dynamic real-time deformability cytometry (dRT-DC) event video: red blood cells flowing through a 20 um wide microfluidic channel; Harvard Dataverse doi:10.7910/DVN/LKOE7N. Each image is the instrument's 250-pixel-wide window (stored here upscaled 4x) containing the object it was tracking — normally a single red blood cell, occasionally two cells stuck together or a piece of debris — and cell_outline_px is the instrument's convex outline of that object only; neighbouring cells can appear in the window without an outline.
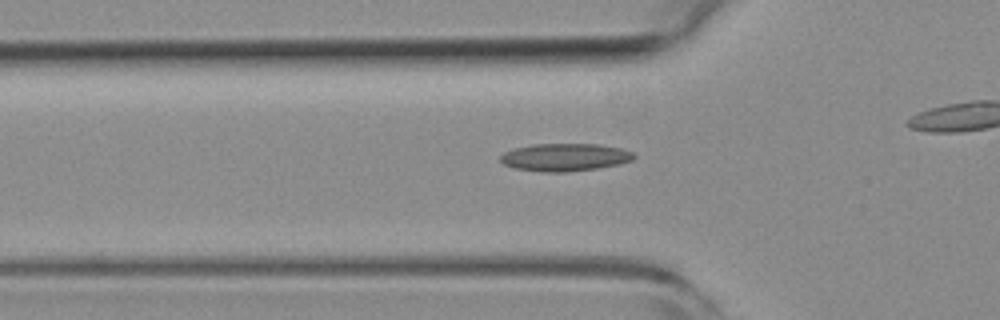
{"species": "common noctule bat (a hibernating species)", "species_latin": "Nyctalus noctula", "temperature_condition": "room temperature", "stored_images_in_passage": 42, "camera_frame_rate_fps": 3000, "um_per_image_px": 0.085, "animal": {"sex": "female", "body_mass_g": 19.3, "forearm_length_mm": 54.1}, "frame": {"image": 1, "passage_image": 17, "time_ms": 5.333, "image_size_px": [1000, 320], "cell_outline_px": [[636, 156], [632, 160], [620, 164], [596, 168], [564, 172], [540, 172], [512, 168], [504, 164], [500, 160], [500, 156], [504, 152], [516, 148], [532, 144], [596, 144], [620, 148], [632, 152]], "centroid_in_image_um": [47.99, 13.37], "position_along_channel_um": 77.8, "area_um2": 21.5}}
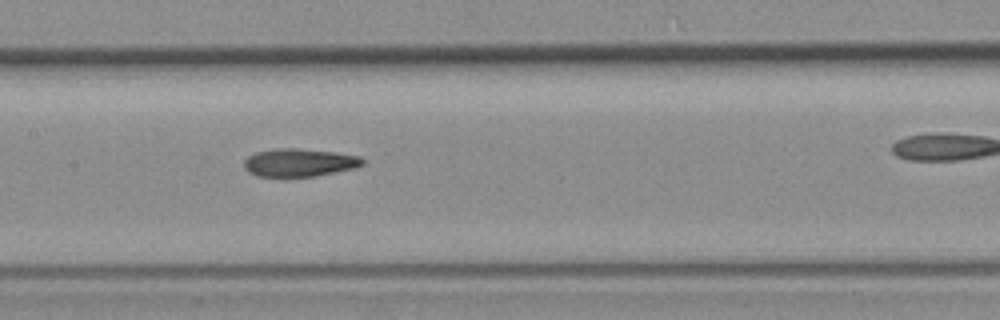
{"frame": {"image": 2, "passage_image": 25, "time_ms": 8.0, "image_size_px": [1000, 320], "cell_outline_px": [[364, 164], [356, 168], [316, 176], [256, 176], [248, 172], [244, 168], [244, 160], [248, 156], [256, 152], [276, 148], [296, 148], [332, 152], [360, 156], [364, 160]], "centroid_in_image_um": [25.43, 13.82], "position_along_channel_um": 182.0, "area_um2": 19.31}}
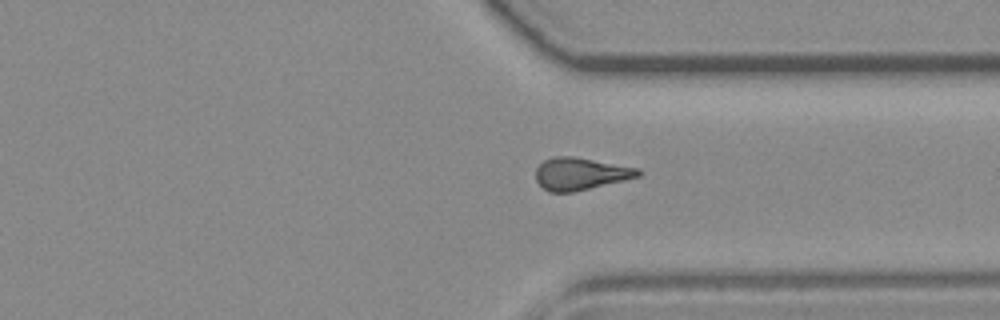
{"frame": {"image": 3, "passage_image": 39, "time_ms": 12.667, "image_size_px": [1000, 320], "cell_outline_px": [[640, 176], [576, 192], [548, 192], [536, 180], [536, 168], [544, 160], [556, 156], [572, 156], [640, 168]], "centroid_in_image_um": [49.34, 14.77], "position_along_channel_um": 362.1, "area_um2": 19.25}}